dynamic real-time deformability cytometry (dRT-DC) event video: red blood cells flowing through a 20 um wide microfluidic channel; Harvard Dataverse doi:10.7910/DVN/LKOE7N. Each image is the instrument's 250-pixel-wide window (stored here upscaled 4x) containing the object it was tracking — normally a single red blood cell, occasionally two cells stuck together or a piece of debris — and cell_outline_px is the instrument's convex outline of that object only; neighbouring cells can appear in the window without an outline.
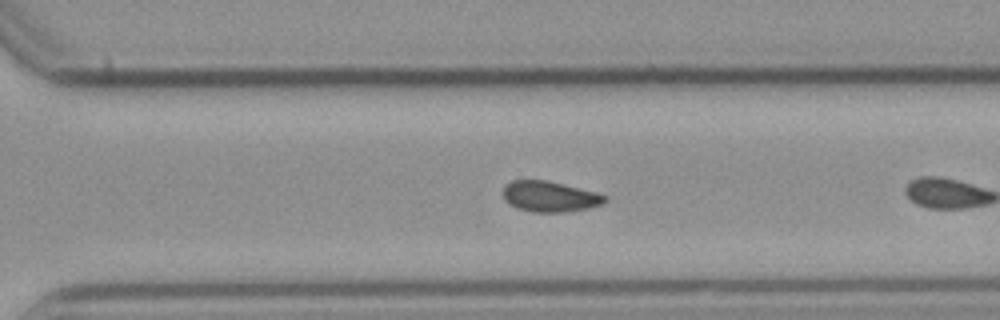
{"species": "common noctule bat (a hibernating species)", "species_latin": "Nyctalus noctula", "temperature_condition": "cold", "stored_images_in_passage": 17, "camera_frame_rate_fps": 3000, "um_per_image_px": 0.085, "animal": {"sex": "male", "body_mass_g": 23.1, "forearm_length_mm": 52.7}, "frame": {"image": 1, "passage_image": 12, "time_ms": 3.667, "image_size_px": [1000, 320], "cell_outline_px": [[608, 200], [604, 204], [588, 208], [568, 212], [532, 212], [516, 208], [508, 204], [504, 200], [504, 184], [512, 180], [544, 180], [600, 192], [608, 196]], "centroid_in_image_um": [46.77, 16.71], "position_along_channel_um": 323.8, "area_um2": 18.55}}
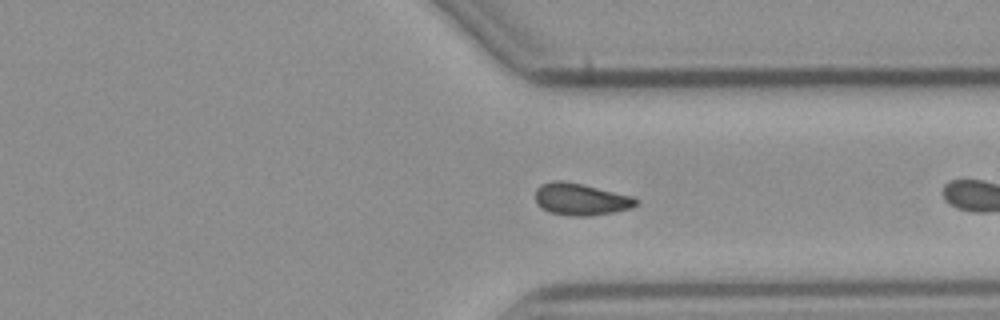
{"frame": {"image": 2, "passage_image": 15, "time_ms": 4.667, "image_size_px": [1000, 320], "cell_outline_px": [[640, 204], [632, 208], [592, 216], [572, 216], [548, 212], [540, 208], [536, 204], [536, 188], [540, 184], [552, 180], [564, 180], [632, 196], [640, 200]], "centroid_in_image_um": [49.35, 16.94], "position_along_channel_um": 362.0, "area_um2": 19.02}}